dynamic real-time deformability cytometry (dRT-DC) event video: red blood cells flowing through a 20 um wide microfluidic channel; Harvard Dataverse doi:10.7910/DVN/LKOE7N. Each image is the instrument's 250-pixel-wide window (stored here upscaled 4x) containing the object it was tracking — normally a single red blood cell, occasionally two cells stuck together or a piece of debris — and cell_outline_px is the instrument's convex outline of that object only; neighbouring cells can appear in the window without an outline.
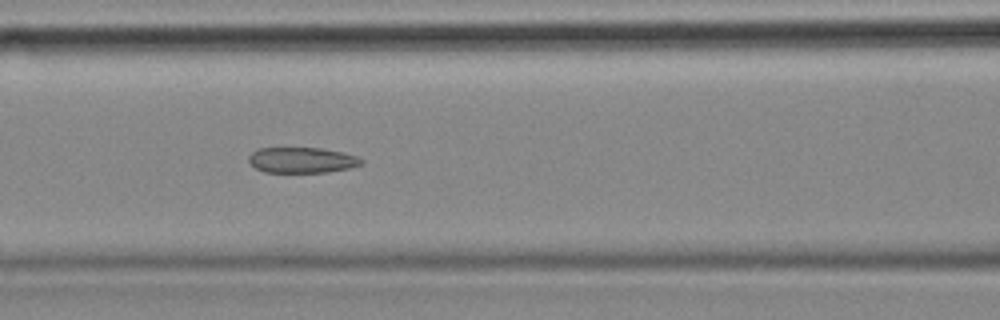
{"species": "common noctule bat (a hibernating species)", "species_latin": "Nyctalus noctula", "temperature_condition": "cold", "stored_images_in_passage": 6, "camera_frame_rate_fps": 3000, "um_per_image_px": 0.085, "animal": {"sex": "female", "body_mass_g": 18.4}, "frame": {"image": 1, "passage_image": 5, "time_ms": 1.333, "image_size_px": [1000, 320], "cell_outline_px": [[364, 164], [352, 168], [328, 172], [264, 172], [256, 168], [248, 160], [248, 156], [256, 148], [320, 148], [344, 152], [356, 156], [364, 160]], "centroid_in_image_um": [25.7, 13.61], "position_along_channel_um": 140.9, "area_um2": 16.99}}